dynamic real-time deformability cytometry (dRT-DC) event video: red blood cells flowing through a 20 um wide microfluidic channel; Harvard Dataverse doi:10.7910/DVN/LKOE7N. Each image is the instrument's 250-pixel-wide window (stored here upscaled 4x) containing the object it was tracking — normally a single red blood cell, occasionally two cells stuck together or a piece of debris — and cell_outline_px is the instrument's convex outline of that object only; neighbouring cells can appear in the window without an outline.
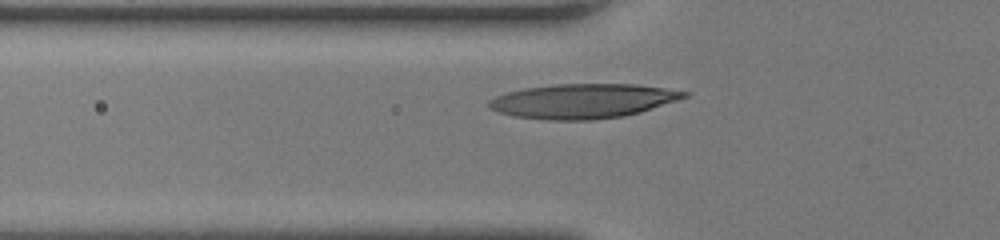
{"species": "human", "species_latin": "Homo sapiens", "temperature_condition": "room temperature", "stored_images_in_passage": 30, "camera_frame_rate_fps": 3000, "um_per_image_px": 0.085, "donor": {"sex": "female"}, "frame": {"image": 1, "passage_image": 7, "time_ms": 2.0, "image_size_px": [1000, 240], "cell_outline_px": [[692, 92], [688, 96], [640, 112], [624, 116], [596, 120], [548, 120], [512, 116], [488, 108], [488, 100], [496, 96], [508, 92], [524, 88], [556, 84], [636, 84]], "centroid_in_image_um": [49.53, 8.59], "position_along_channel_um": 76.3, "area_um2": 39.3}}
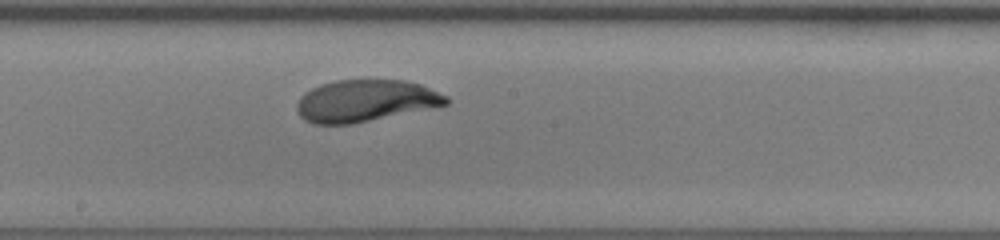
{"frame": {"image": 2, "passage_image": 17, "time_ms": 5.333, "image_size_px": [1000, 240], "cell_outline_px": [[448, 104], [352, 124], [312, 124], [304, 120], [296, 112], [296, 104], [300, 96], [304, 92], [320, 84], [336, 80], [404, 80], [420, 84], [448, 96]], "centroid_in_image_um": [31.0, 8.57], "position_along_channel_um": 217.2, "area_um2": 36.41}}
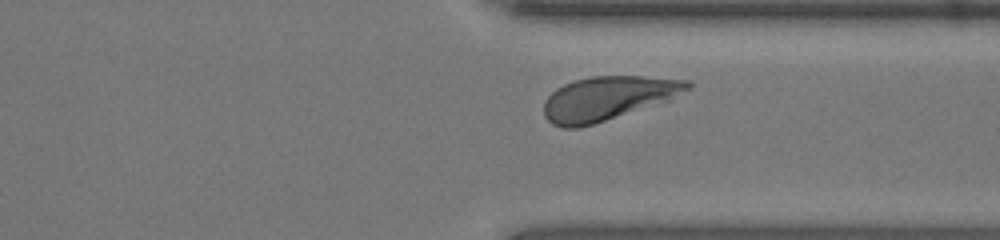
{"frame": {"image": 3, "passage_image": 27, "time_ms": 8.667, "image_size_px": [1000, 240], "cell_outline_px": [[692, 88], [672, 100], [580, 128], [564, 128], [552, 124], [544, 116], [544, 100], [556, 88], [564, 84], [576, 80], [592, 76], [640, 76], [692, 80]], "centroid_in_image_um": [51.71, 8.35], "position_along_channel_um": 359.7, "area_um2": 37.11}, "authors_computed_cell_mechanics": {"area_um2": 36.9053, "velocity_mm_per_s": 4.2473, "shape_relaxation_time_tau1_ms": 3.6929, "shape_relaxation_time_tau2_ms": null, "deformation_change_tau1": 0.1968, "deformation_change_tau2": null}}